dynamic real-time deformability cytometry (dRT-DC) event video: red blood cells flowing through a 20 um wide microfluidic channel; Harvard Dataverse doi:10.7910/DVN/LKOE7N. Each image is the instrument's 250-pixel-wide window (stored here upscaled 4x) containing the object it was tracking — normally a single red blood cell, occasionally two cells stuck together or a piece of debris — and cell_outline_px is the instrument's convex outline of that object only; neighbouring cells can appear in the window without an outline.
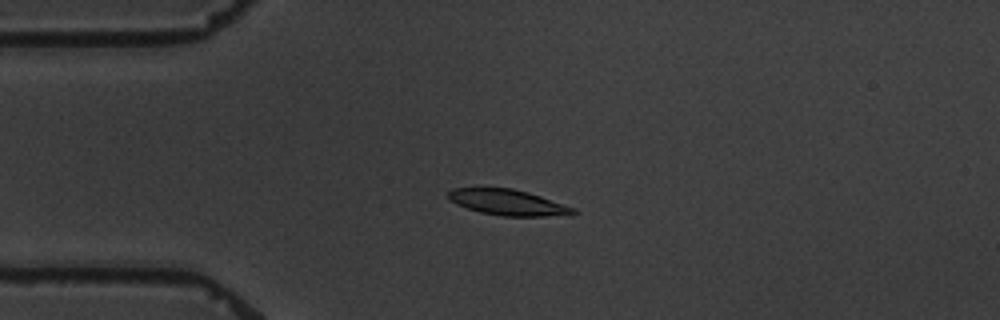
{"species": "common noctule bat (a hibernating species)", "species_latin": "Nyctalus noctula", "temperature_condition": "warm", "stored_images_in_passage": 5, "camera_frame_rate_fps": 3000, "um_per_image_px": 0.085, "animal": {"sex": "male", "body_mass_g": 19.5, "forearm_length_mm": 54.6}, "frame": {"image": 1, "passage_image": 3, "time_ms": 2.333, "image_size_px": [1000, 320], "cell_outline_px": [[580, 212], [544, 216], [500, 216], [480, 212], [456, 204], [448, 200], [448, 192], [452, 188], [512, 188], [528, 192], [576, 208]], "centroid_in_image_um": [43.13, 17.2], "position_along_channel_um": 41.9, "area_um2": 18.61}}
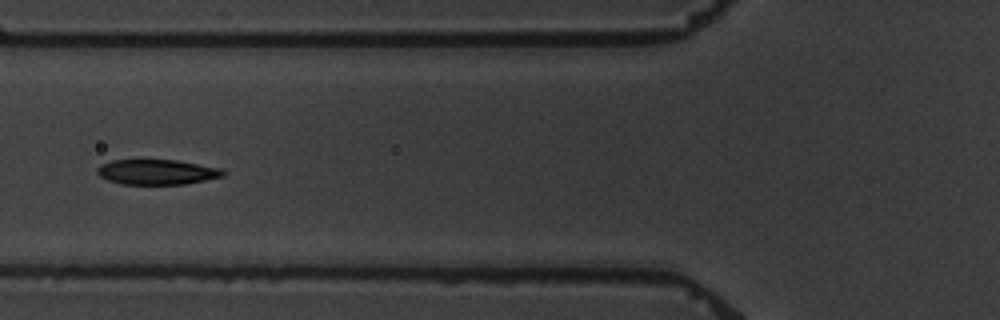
{"frame": {"image": 2, "passage_image": 5, "time_ms": 5.0, "image_size_px": [1000, 320], "cell_outline_px": [[228, 172], [224, 176], [184, 184], [120, 184], [108, 180], [100, 176], [96, 172], [96, 168], [100, 164], [112, 160], [176, 160], [224, 168]], "centroid_in_image_um": [13.37, 14.61], "position_along_channel_um": 112.4, "area_um2": 18.61}}